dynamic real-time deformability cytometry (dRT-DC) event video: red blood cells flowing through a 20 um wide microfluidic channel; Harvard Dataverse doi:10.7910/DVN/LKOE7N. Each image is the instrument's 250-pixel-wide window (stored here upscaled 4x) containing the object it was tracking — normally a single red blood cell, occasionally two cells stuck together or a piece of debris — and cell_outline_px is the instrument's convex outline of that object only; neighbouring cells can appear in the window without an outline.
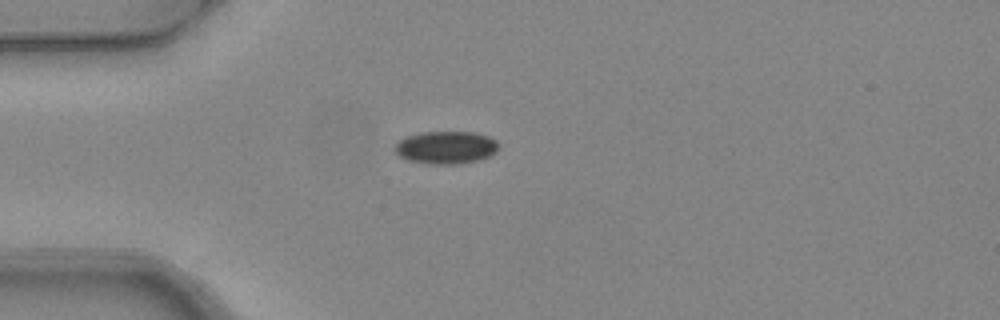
{"species": "common noctule bat (a hibernating species)", "species_latin": "Nyctalus noctula", "temperature_condition": "warm", "stored_images_in_passage": 4, "camera_frame_rate_fps": 3000, "um_per_image_px": 0.085, "animal": {"sex": "female", "body_mass_g": 24.6, "forearm_length_mm": 56.2}, "frame": {"image": 1, "passage_image": 4, "time_ms": 1.0, "image_size_px": [1000, 320], "cell_outline_px": [[496, 152], [480, 160], [456, 164], [428, 164], [408, 160], [392, 152], [392, 148], [400, 140], [408, 136], [420, 132], [476, 132], [488, 136], [496, 140]], "centroid_in_image_um": [37.86, 12.54], "position_along_channel_um": 47.1, "area_um2": 19.83}}